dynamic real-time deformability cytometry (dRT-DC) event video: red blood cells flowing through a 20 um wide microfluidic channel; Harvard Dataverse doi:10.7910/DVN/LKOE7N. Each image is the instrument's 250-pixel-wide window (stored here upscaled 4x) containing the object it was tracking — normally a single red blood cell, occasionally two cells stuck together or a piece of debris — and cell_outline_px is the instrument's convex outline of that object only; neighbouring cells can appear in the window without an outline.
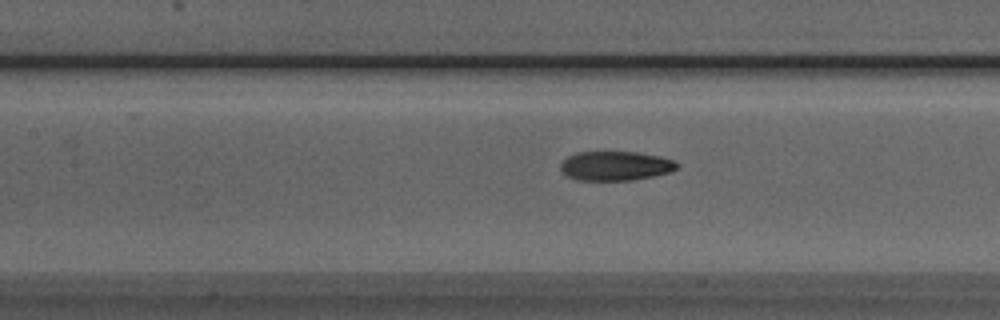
{"species": "Egyptian fruit bat (a non-hibernating species)", "species_latin": "Rousettus aegyptiacus", "temperature_condition": "room temperature", "stored_images_in_passage": 36, "camera_frame_rate_fps": 3000, "um_per_image_px": 0.085, "animal": {"sex": "male"}, "frame": {"image": 1, "passage_image": 8, "time_ms": 2.333, "image_size_px": [1000, 320], "cell_outline_px": [[680, 164], [672, 172], [632, 180], [576, 180], [568, 176], [560, 168], [560, 164], [568, 156], [576, 152], [636, 152], [660, 156], [676, 160]], "centroid_in_image_um": [52.35, 14.09], "position_along_channel_um": 155.0, "area_um2": 19.94}}
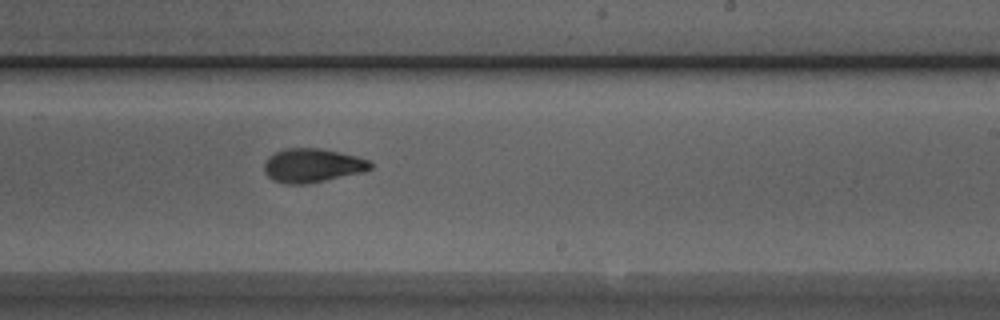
{"frame": {"image": 2, "passage_image": 16, "time_ms": 5.0, "image_size_px": [1000, 320], "cell_outline_px": [[372, 168], [364, 172], [304, 184], [284, 184], [272, 180], [264, 172], [264, 164], [268, 156], [284, 148], [320, 148], [340, 152], [356, 156], [368, 160], [372, 164]], "centroid_in_image_um": [26.53, 14.06], "position_along_channel_um": 262.5, "area_um2": 20.98}}
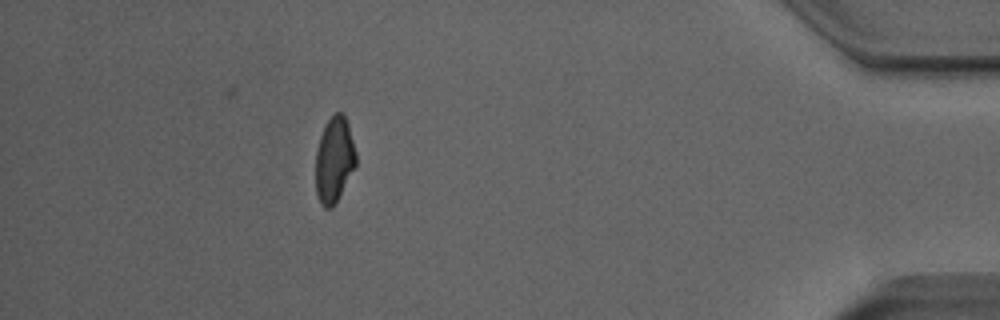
{"frame": {"image": 3, "passage_image": 31, "time_ms": 10.0, "image_size_px": [1000, 320], "cell_outline_px": [[356, 168], [332, 208], [324, 208], [320, 204], [316, 192], [316, 152], [320, 136], [328, 120], [336, 112], [340, 112], [344, 116], [348, 124], [356, 152]], "centroid_in_image_um": [28.42, 13.62], "position_along_channel_um": 406.8, "area_um2": 20.06}, "authors_computed_cell_mechanics": {"area_um2": 20.7791, "velocity_mm_per_s": 4.0397, "shape_relaxation_time_tau1_ms": 5.5729, "shape_relaxation_time_tau2_ms": 1.7187, "deformation_change_tau1": 0.1794, "deformation_change_tau2": 0.0784}}